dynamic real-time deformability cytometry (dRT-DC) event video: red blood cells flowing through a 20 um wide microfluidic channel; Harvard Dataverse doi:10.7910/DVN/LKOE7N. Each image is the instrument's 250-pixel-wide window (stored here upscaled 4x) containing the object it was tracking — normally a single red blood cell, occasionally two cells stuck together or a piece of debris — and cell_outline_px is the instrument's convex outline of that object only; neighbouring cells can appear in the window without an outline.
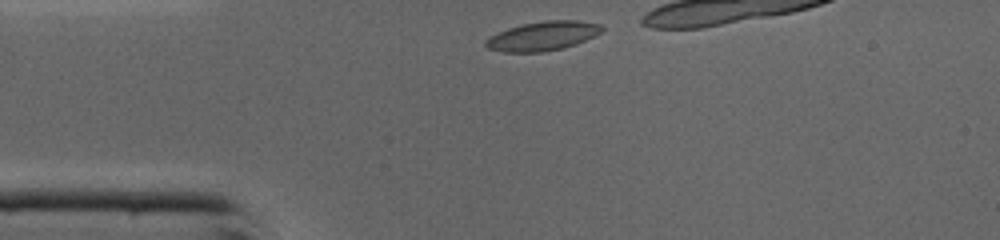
{"species": "common noctule bat (a hibernating species)", "species_latin": "Nyctalus noctula", "temperature_condition": "cold", "stored_images_in_passage": 10, "camera_frame_rate_fps": 3000, "um_per_image_px": 0.085, "animal": {"sex": "male", "body_mass_g": 19.0, "forearm_length_mm": 50.8}, "frame": {"image": 1, "passage_image": 1, "time_ms": 0.0, "image_size_px": [1000, 240], "cell_outline_px": [[604, 28], [600, 32], [576, 44], [544, 52], [504, 52], [488, 48], [484, 44], [484, 40], [488, 36], [508, 28], [520, 24], [544, 20], [580, 20], [600, 24]], "centroid_in_image_um": [46.08, 3.05], "position_along_channel_um": 38.9, "area_um2": 19.77}}
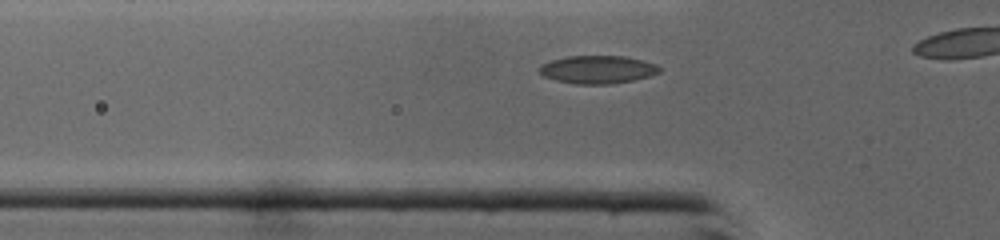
{"frame": {"image": 2, "passage_image": 5, "time_ms": 1.333, "image_size_px": [1000, 240], "cell_outline_px": [[660, 72], [648, 76], [632, 80], [608, 84], [576, 84], [556, 80], [544, 76], [540, 72], [540, 64], [552, 60], [568, 56], [624, 56], [644, 60], [656, 64], [660, 68]], "centroid_in_image_um": [50.8, 5.9], "position_along_channel_um": 75.0, "area_um2": 19.42}}
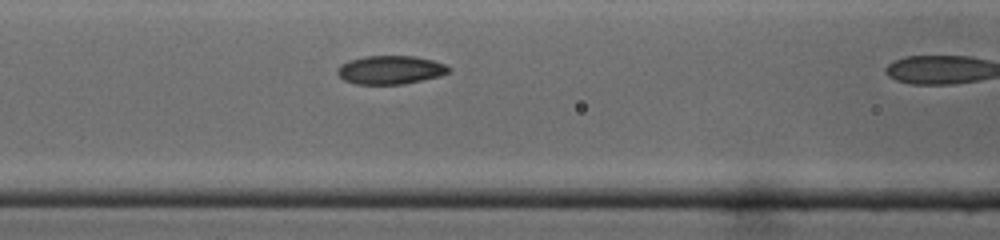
{"frame": {"image": 3, "passage_image": 9, "time_ms": 2.667, "image_size_px": [1000, 240], "cell_outline_px": [[452, 68], [448, 72], [440, 76], [404, 84], [356, 84], [344, 80], [336, 72], [336, 68], [340, 64], [348, 60], [364, 56], [416, 56], [432, 60], [444, 64]], "centroid_in_image_um": [33.16, 5.93], "position_along_channel_um": 133.4, "area_um2": 18.61}}